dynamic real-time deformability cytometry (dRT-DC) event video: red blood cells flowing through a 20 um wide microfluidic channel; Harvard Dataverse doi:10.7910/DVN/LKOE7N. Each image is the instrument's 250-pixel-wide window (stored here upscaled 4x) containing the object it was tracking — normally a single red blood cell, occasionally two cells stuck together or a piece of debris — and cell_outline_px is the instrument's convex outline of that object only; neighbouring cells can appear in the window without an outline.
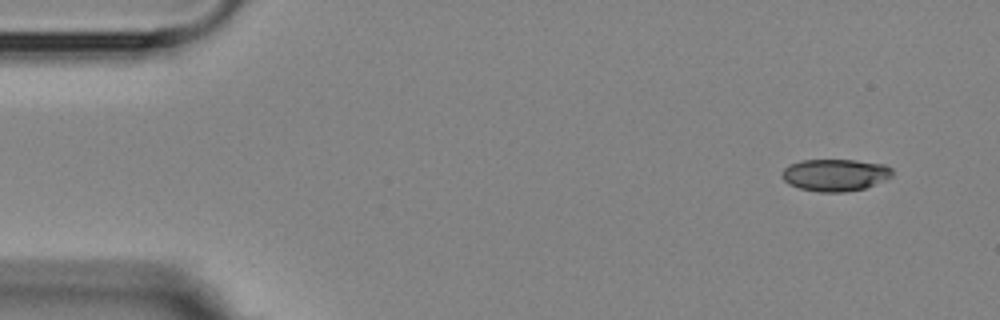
{"species": "Egyptian fruit bat (a non-hibernating species)", "species_latin": "Rousettus aegyptiacus", "temperature_condition": "room temperature", "stored_images_in_passage": 4, "camera_frame_rate_fps": 3000, "um_per_image_px": 0.085, "animal": {"sex": "female"}, "frame": {"image": 1, "passage_image": 1, "time_ms": 0.0, "image_size_px": [1000, 320], "cell_outline_px": [[892, 176], [864, 188], [844, 192], [820, 192], [800, 188], [788, 184], [784, 180], [784, 168], [792, 164], [804, 160], [856, 160], [884, 164], [892, 168]], "centroid_in_image_um": [71.01, 14.87], "position_along_channel_um": 14.0, "area_um2": 20.29}}